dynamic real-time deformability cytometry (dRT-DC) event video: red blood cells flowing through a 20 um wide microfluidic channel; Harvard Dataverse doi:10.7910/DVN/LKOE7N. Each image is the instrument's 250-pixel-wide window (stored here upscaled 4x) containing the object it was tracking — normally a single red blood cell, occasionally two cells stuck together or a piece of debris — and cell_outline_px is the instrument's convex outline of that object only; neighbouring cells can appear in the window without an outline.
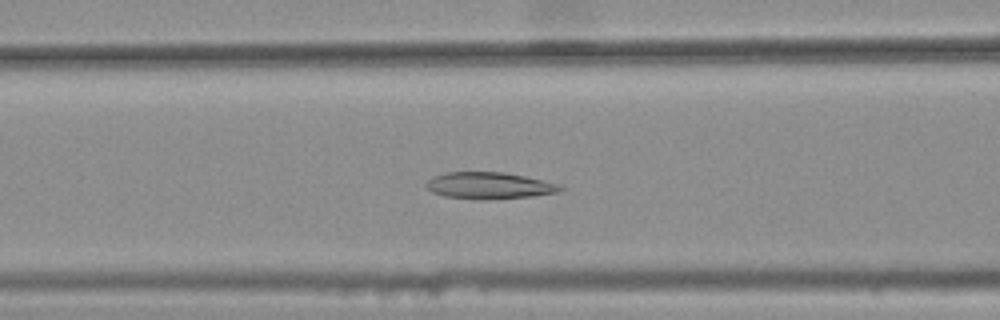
{"species": "common noctule bat (a hibernating species)", "species_latin": "Nyctalus noctula", "temperature_condition": "warm", "stored_images_in_passage": 44, "camera_frame_rate_fps": 3000, "um_per_image_px": 0.085, "animal": {"sex": "female", "body_mass_g": 25.1}, "frame": {"image": 1, "passage_image": 21, "time_ms": 6.667, "image_size_px": [1000, 320], "cell_outline_px": [[564, 188], [560, 192], [532, 196], [484, 200], [480, 200], [444, 196], [432, 192], [424, 188], [424, 184], [432, 176], [444, 172], [504, 172], [524, 176], [560, 184]], "centroid_in_image_um": [41.54, 15.77], "position_along_channel_um": 125.1, "area_um2": 21.1}}
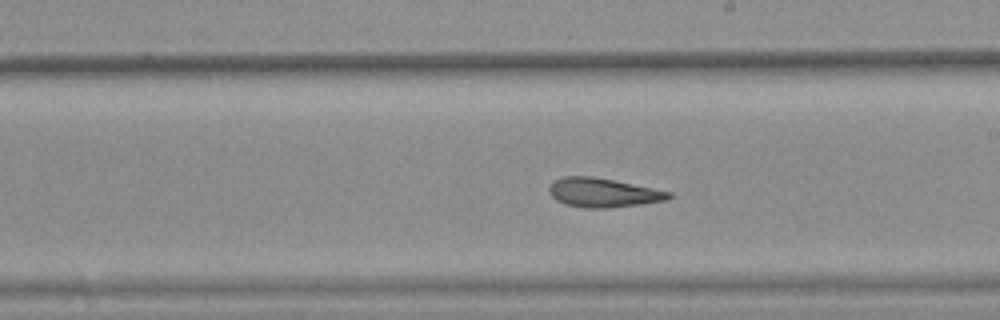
{"frame": {"image": 2, "passage_image": 30, "time_ms": 9.667, "image_size_px": [1000, 320], "cell_outline_px": [[672, 196], [668, 200], [640, 204], [608, 208], [584, 208], [564, 204], [556, 200], [548, 192], [548, 188], [556, 180], [564, 176], [592, 176], [672, 192]], "centroid_in_image_um": [51.25, 16.38], "position_along_channel_um": 237.8, "area_um2": 20.17}}
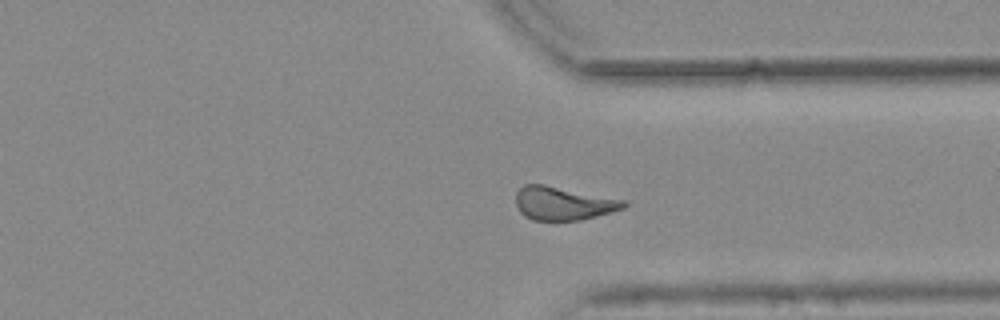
{"frame": {"image": 3, "passage_image": 40, "time_ms": 13.0, "image_size_px": [1000, 320], "cell_outline_px": [[628, 204], [624, 208], [612, 212], [580, 220], [532, 220], [524, 216], [520, 212], [516, 204], [516, 192], [524, 184], [544, 184], [624, 200]], "centroid_in_image_um": [47.85, 17.29], "position_along_channel_um": 363.5, "area_um2": 20.92}, "authors_computed_cell_mechanics": {"area_um2": 21.3282, "velocity_mm_per_s": 3.7635, "shape_relaxation_time_tau1_ms": null, "shape_relaxation_time_tau2_ms": 2.912, "deformation_change_tau1": null, "deformation_change_tau2": 0.1219}}